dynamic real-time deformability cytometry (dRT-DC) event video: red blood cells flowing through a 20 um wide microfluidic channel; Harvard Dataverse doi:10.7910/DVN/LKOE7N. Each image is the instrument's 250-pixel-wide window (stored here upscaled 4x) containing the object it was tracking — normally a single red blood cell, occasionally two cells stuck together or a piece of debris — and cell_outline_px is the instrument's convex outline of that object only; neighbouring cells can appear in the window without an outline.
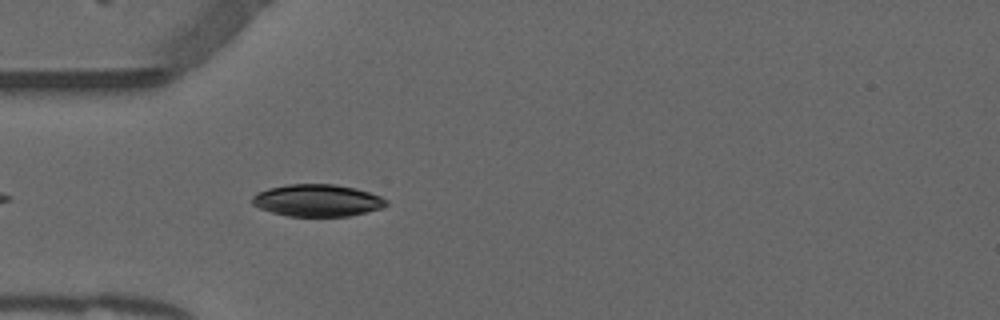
{"species": "common noctule bat (a hibernating species)", "species_latin": "Nyctalus noctula", "temperature_condition": "warm", "stored_images_in_passage": 7, "camera_frame_rate_fps": 3000, "um_per_image_px": 0.085, "animal": {"sex": "male", "forearm_length_mm": 52.5}, "frame": {"image": 1, "passage_image": 4, "time_ms": 1.0, "image_size_px": [1000, 320], "cell_outline_px": [[388, 204], [380, 208], [348, 216], [288, 216], [272, 212], [260, 208], [252, 204], [252, 196], [256, 192], [268, 188], [288, 184], [336, 184], [356, 188], [380, 196], [388, 200]], "centroid_in_image_um": [26.95, 17.02], "position_along_channel_um": 58.1, "area_um2": 25.03}}